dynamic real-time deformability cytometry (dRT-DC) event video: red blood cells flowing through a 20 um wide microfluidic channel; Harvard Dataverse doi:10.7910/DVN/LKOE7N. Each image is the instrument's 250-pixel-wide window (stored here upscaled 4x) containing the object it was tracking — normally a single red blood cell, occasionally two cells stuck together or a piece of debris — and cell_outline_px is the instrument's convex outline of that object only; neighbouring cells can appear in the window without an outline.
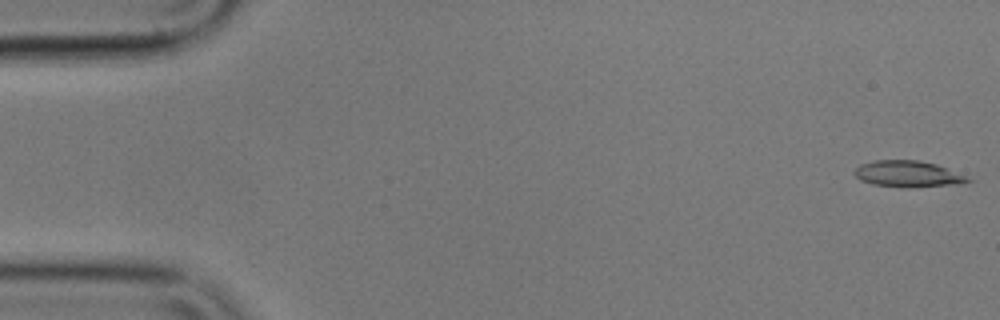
{"species": "common noctule bat (a hibernating species)", "species_latin": "Nyctalus noctula", "temperature_condition": "cold", "stored_images_in_passage": 9, "camera_frame_rate_fps": 3000, "um_per_image_px": 0.085, "animal": {"sex": "male", "body_mass_g": 17.9}, "frame": {"image": 1, "passage_image": 1, "time_ms": 0.0, "image_size_px": [1000, 320], "cell_outline_px": [[972, 180], [964, 184], [872, 184], [860, 180], [852, 172], [860, 164], [876, 160], [916, 160], [936, 164], [964, 176]], "centroid_in_image_um": [77.09, 14.72], "position_along_channel_um": 7.9, "area_um2": 16.01}}